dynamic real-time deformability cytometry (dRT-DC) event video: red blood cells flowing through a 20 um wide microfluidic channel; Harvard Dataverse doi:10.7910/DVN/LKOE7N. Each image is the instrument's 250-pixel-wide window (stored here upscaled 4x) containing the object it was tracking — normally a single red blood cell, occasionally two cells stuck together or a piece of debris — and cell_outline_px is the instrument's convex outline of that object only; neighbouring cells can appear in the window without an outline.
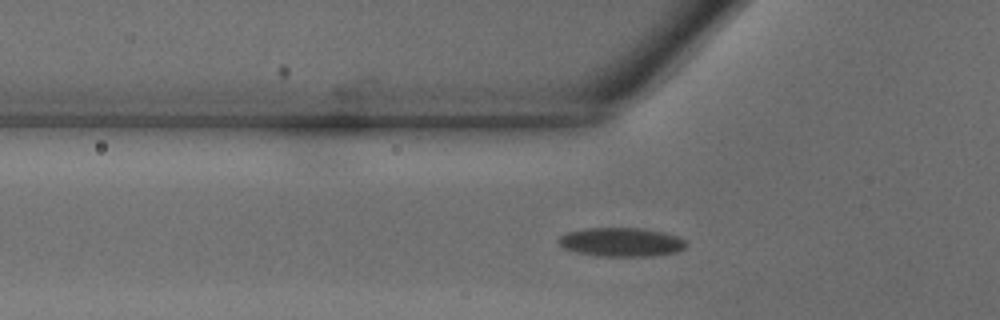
{"species": "common noctule bat (a hibernating species)", "species_latin": "Nyctalus noctula", "temperature_condition": "warm", "stored_images_in_passage": 34, "camera_frame_rate_fps": 3000, "um_per_image_px": 0.085, "animal": {"sex": "male", "body_mass_g": 18.8}, "frame": {"image": 1, "passage_image": 9, "time_ms": 2.667, "image_size_px": [1000, 320], "cell_outline_px": [[688, 244], [684, 248], [676, 252], [652, 256], [604, 256], [576, 252], [564, 248], [556, 244], [556, 240], [560, 236], [568, 232], [584, 228], [644, 228], [664, 232], [676, 236], [684, 240]], "centroid_in_image_um": [52.78, 20.57], "position_along_channel_um": 73.0, "area_um2": 21.56}}
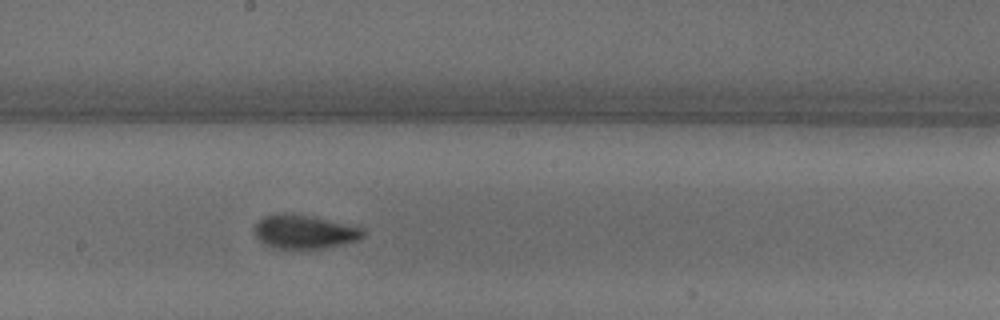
{"frame": {"image": 2, "passage_image": 18, "time_ms": 5.667, "image_size_px": [1000, 320], "cell_outline_px": [[364, 236], [360, 240], [344, 244], [324, 248], [292, 252], [276, 248], [264, 244], [256, 236], [252, 228], [264, 216], [276, 212], [284, 212], [364, 228]], "centroid_in_image_um": [25.82, 19.76], "position_along_channel_um": 222.4, "area_um2": 21.79}}
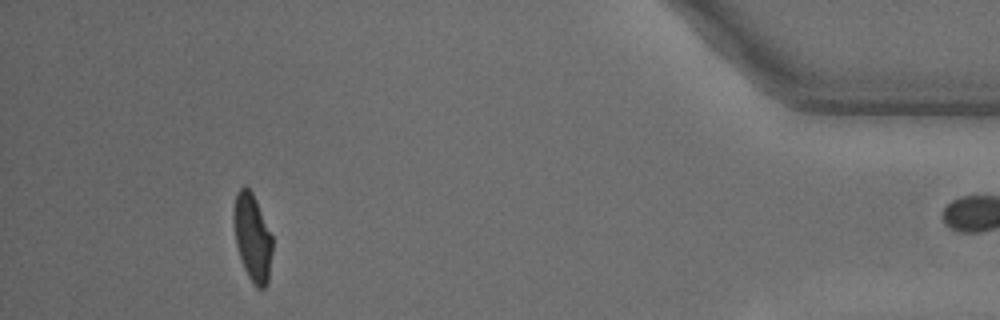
{"frame": {"image": 3, "passage_image": 33, "time_ms": 10.667, "image_size_px": [1000, 320], "cell_outline_px": [[272, 252], [268, 284], [264, 288], [256, 288], [248, 276], [244, 268], [236, 244], [232, 220], [236, 192], [244, 184], [252, 192], [272, 236]], "centroid_in_image_um": [21.44, 20.19], "position_along_channel_um": 413.8, "area_um2": 19.71}}